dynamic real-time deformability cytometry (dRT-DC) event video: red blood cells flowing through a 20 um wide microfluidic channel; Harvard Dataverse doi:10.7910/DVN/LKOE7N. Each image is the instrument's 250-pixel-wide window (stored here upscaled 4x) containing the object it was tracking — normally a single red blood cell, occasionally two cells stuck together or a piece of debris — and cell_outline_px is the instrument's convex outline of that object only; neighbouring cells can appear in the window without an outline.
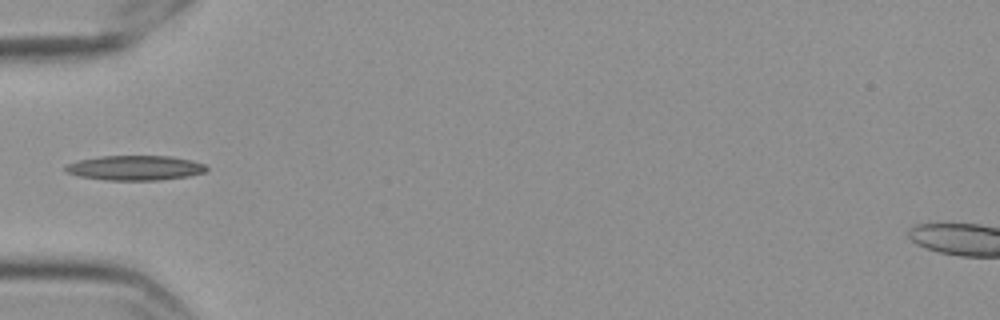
{"species": "Egyptian fruit bat (a non-hibernating species)", "species_latin": "Rousettus aegyptiacus", "temperature_condition": "cold", "stored_images_in_passage": 23, "camera_frame_rate_fps": 3000, "um_per_image_px": 0.085, "frame": {"image": 1, "passage_image": 1, "time_ms": 0.0, "image_size_px": [1000, 320], "cell_outline_px": [[208, 168], [204, 172], [188, 176], [156, 180], [108, 180], [80, 176], [64, 172], [64, 168], [68, 164], [80, 160], [100, 156], [172, 156], [192, 160], [204, 164]], "centroid_in_image_um": [11.49, 14.26], "position_along_channel_um": 73.5, "area_um2": 20.23}}
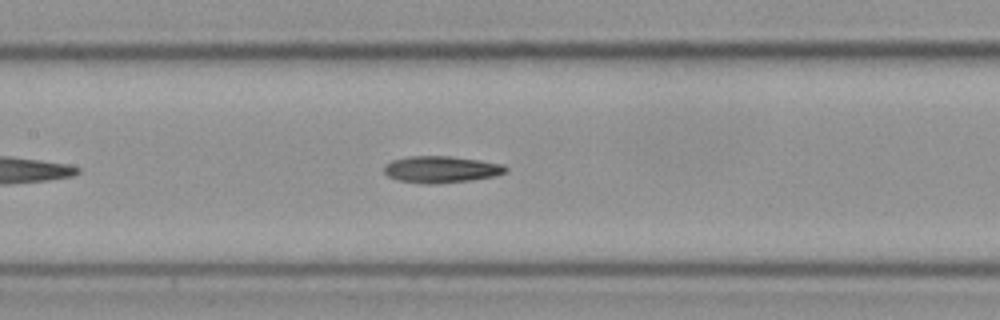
{"frame": {"image": 2, "passage_image": 9, "time_ms": 2.667, "image_size_px": [1000, 320], "cell_outline_px": [[508, 172], [496, 176], [468, 180], [428, 184], [396, 180], [388, 176], [384, 172], [384, 164], [392, 160], [408, 156], [452, 156], [480, 160], [504, 164], [508, 168]], "centroid_in_image_um": [37.51, 14.38], "position_along_channel_um": 169.9, "area_um2": 19.02}}
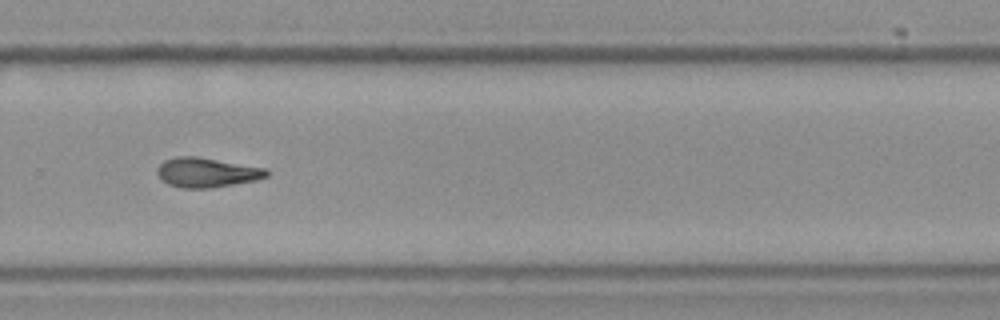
{"frame": {"image": 3, "passage_image": 21, "time_ms": 6.667, "image_size_px": [1000, 320], "cell_outline_px": [[268, 176], [256, 180], [212, 188], [180, 188], [168, 184], [156, 172], [156, 168], [164, 160], [176, 156], [196, 156], [268, 168]], "centroid_in_image_um": [17.58, 14.65], "position_along_channel_um": 312.2, "area_um2": 18.96}}